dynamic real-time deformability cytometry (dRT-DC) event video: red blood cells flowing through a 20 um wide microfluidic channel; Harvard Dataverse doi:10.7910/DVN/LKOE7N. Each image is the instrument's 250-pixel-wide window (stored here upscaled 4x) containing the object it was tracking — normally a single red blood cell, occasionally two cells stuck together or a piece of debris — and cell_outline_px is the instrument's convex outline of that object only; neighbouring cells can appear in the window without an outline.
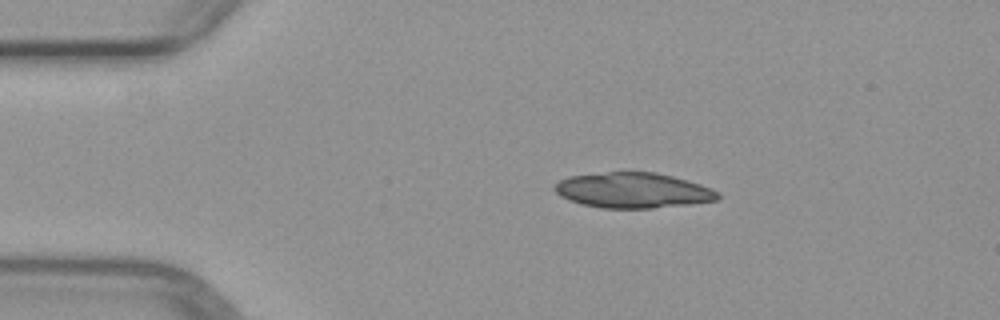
{"species": "common noctule bat (a hibernating species)", "species_latin": "Nyctalus noctula", "temperature_condition": "warm", "stored_images_in_passage": 2, "camera_frame_rate_fps": 3000, "um_per_image_px": 0.085, "animal": {"sex": "female", "body_mass_g": 29.2, "forearm_length_mm": 56.3}, "frame": {"image": 1, "passage_image": 1, "time_ms": 0.0, "image_size_px": [1000, 320], "cell_outline_px": [[720, 196], [716, 200], [688, 204], [652, 208], [600, 208], [580, 204], [568, 200], [560, 196], [552, 188], [560, 180], [568, 176], [608, 172], [656, 172], [688, 180], [712, 188], [720, 192]], "centroid_in_image_um": [53.79, 16.18], "position_along_channel_um": 31.2, "area_um2": 33.7}}